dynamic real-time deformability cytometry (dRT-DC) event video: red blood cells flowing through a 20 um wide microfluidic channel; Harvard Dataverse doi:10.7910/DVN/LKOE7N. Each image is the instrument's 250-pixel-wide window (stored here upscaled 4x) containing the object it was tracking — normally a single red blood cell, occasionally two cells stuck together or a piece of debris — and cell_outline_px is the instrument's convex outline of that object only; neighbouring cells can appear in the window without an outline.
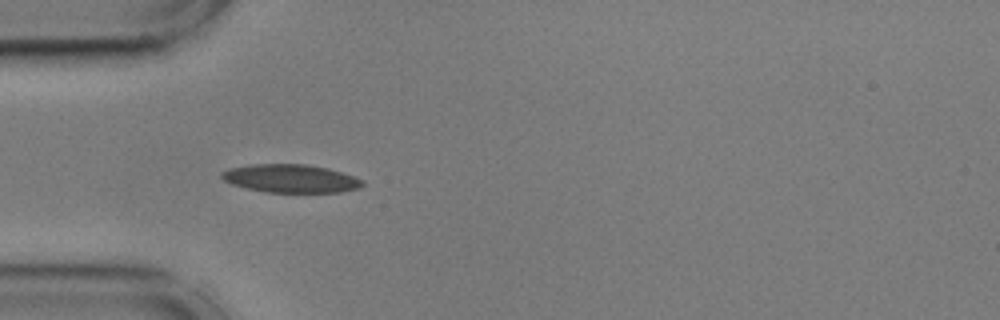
{"species": "common noctule bat (a hibernating species)", "species_latin": "Nyctalus noctula", "temperature_condition": "cold", "stored_images_in_passage": 3, "camera_frame_rate_fps": 3000, "um_per_image_px": 0.085, "animal": {"sex": "male", "body_mass_g": 17.9, "forearm_length_mm": 54.2}, "frame": {"image": 1, "passage_image": 1, "time_ms": 0.0, "image_size_px": [1000, 320], "cell_outline_px": [[364, 184], [360, 188], [340, 192], [264, 192], [232, 184], [224, 180], [220, 176], [220, 172], [228, 168], [248, 164], [308, 164], [328, 168], [364, 180]], "centroid_in_image_um": [24.69, 15.16], "position_along_channel_um": 60.3, "area_um2": 23.24}}